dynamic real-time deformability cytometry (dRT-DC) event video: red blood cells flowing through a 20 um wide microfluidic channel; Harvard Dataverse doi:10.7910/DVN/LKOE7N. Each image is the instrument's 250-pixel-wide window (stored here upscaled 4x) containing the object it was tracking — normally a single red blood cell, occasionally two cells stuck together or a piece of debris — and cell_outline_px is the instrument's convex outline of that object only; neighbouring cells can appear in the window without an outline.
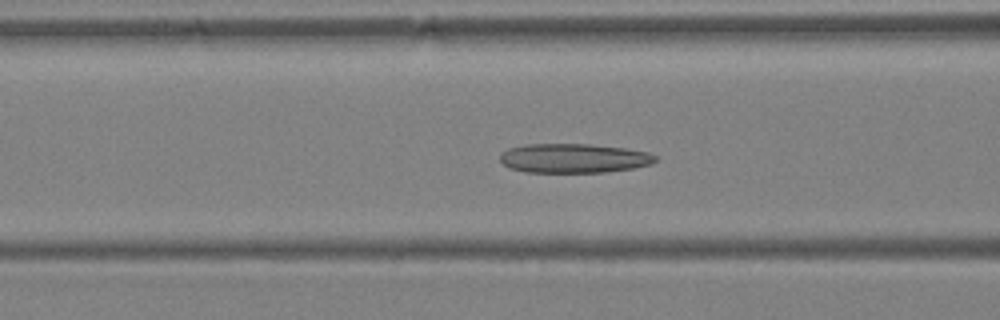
{"species": "Egyptian fruit bat (a non-hibernating species)", "species_latin": "Rousettus aegyptiacus", "temperature_condition": "warm", "stored_images_in_passage": 31, "camera_frame_rate_fps": 3000, "um_per_image_px": 0.085, "animal": {"sex": "female"}, "frame": {"image": 1, "passage_image": 12, "time_ms": 3.667, "image_size_px": [1000, 320], "cell_outline_px": [[660, 156], [656, 160], [648, 164], [632, 168], [604, 172], [524, 172], [508, 168], [500, 160], [500, 152], [508, 148], [524, 144], [588, 144], [624, 148], [648, 152]], "centroid_in_image_um": [48.72, 13.44], "position_along_channel_um": 117.9, "area_um2": 26.59}}
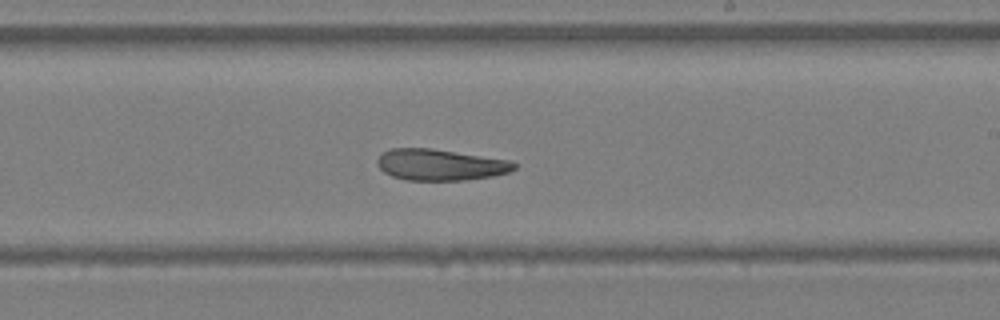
{"frame": {"image": 2, "passage_image": 20, "time_ms": 6.333, "image_size_px": [1000, 320], "cell_outline_px": [[516, 168], [508, 172], [492, 176], [464, 180], [408, 180], [392, 176], [384, 172], [376, 164], [376, 160], [380, 152], [392, 148], [432, 148], [508, 160], [516, 164]], "centroid_in_image_um": [37.36, 14.0], "position_along_channel_um": 251.6, "area_um2": 24.91}}
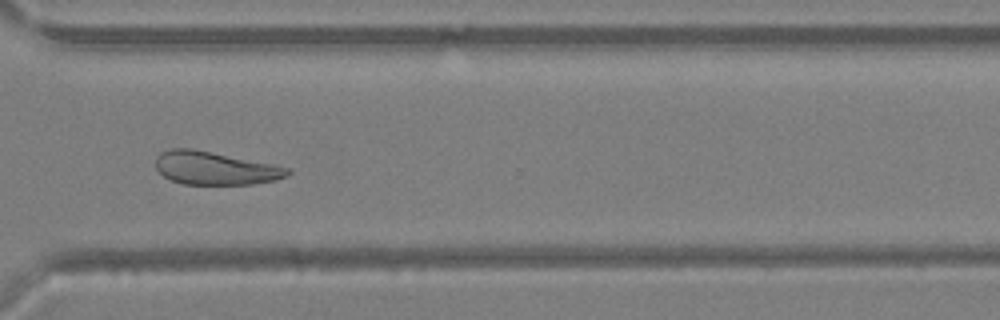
{"frame": {"image": 3, "passage_image": 26, "time_ms": 8.333, "image_size_px": [1000, 320], "cell_outline_px": [[292, 172], [288, 176], [276, 180], [252, 184], [184, 184], [172, 180], [164, 176], [156, 168], [156, 156], [160, 152], [172, 148], [192, 148], [272, 164], [288, 168]], "centroid_in_image_um": [18.27, 14.29], "position_along_channel_um": 352.3, "area_um2": 25.32}}